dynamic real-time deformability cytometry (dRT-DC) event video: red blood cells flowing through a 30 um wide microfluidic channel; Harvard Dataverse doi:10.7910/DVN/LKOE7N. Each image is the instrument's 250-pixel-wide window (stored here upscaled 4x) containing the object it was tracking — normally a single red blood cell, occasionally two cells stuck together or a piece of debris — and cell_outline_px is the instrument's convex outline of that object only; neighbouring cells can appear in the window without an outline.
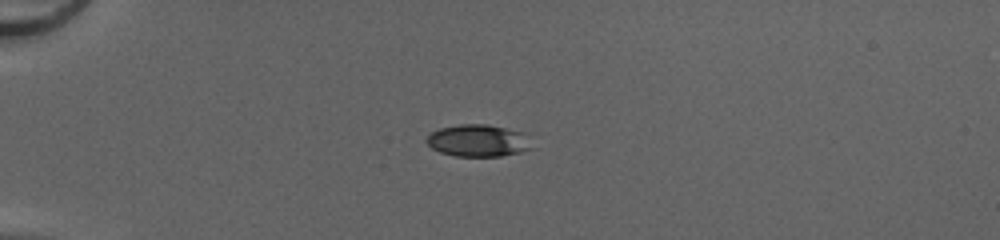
{"species": "common noctule bat (a hibernating species)", "species_latin": "Nyctalus noctula", "temperature_condition": "cold", "stored_images_in_passage": 37, "camera_frame_rate_fps": 3000, "um_per_image_px": 0.085, "animal": {"sex": "female", "body_mass_g": 20.0, "forearm_length_mm": 54.0}, "frame": {"image": 1, "passage_image": 1, "time_ms": 0.0, "image_size_px": [1000, 240], "cell_outline_px": [[528, 148], [520, 152], [500, 156], [456, 156], [440, 152], [432, 148], [424, 140], [432, 132], [440, 128], [460, 124], [488, 124], [524, 132]], "centroid_in_image_um": [40.56, 11.94], "position_along_channel_um": 44.4, "area_um2": 19.31}}
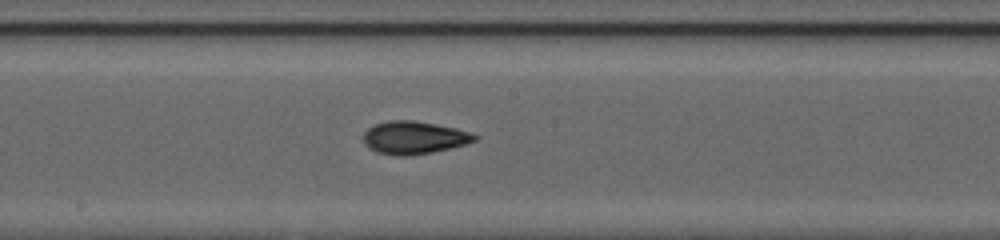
{"frame": {"image": 2, "passage_image": 16, "time_ms": 5.0, "image_size_px": [1000, 240], "cell_outline_px": [[480, 136], [476, 140], [452, 148], [432, 152], [408, 156], [396, 156], [376, 152], [368, 148], [364, 144], [364, 132], [368, 128], [376, 124], [388, 120], [412, 120], [436, 124], [456, 128]], "centroid_in_image_um": [35.17, 11.7], "position_along_channel_um": 213.0, "area_um2": 21.33}}
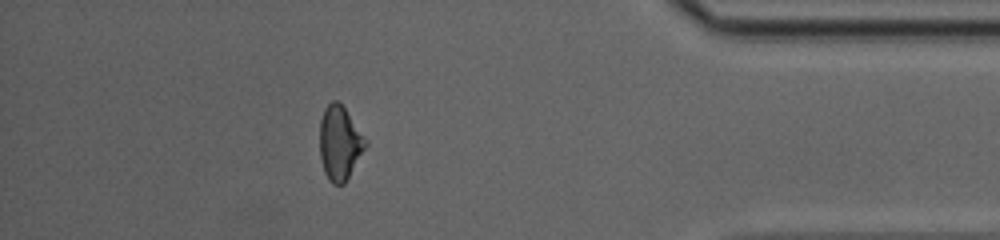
{"frame": {"image": 3, "passage_image": 32, "time_ms": 10.333, "image_size_px": [1000, 240], "cell_outline_px": [[368, 144], [344, 184], [332, 184], [328, 180], [324, 172], [320, 156], [320, 120], [324, 108], [332, 100], [336, 100], [344, 108]], "centroid_in_image_um": [28.84, 12.18], "position_along_channel_um": 406.4, "area_um2": 19.42}, "authors_computed_cell_mechanics": {"area_um2": 19.941, "velocity_mm_per_s": 4.2266, "shape_relaxation_time_tau1_ms": 4.7084, "shape_relaxation_time_tau2_ms": 2.5352, "deformation_change_tau1": 0.1755, "deformation_change_tau2": 0.0737}}